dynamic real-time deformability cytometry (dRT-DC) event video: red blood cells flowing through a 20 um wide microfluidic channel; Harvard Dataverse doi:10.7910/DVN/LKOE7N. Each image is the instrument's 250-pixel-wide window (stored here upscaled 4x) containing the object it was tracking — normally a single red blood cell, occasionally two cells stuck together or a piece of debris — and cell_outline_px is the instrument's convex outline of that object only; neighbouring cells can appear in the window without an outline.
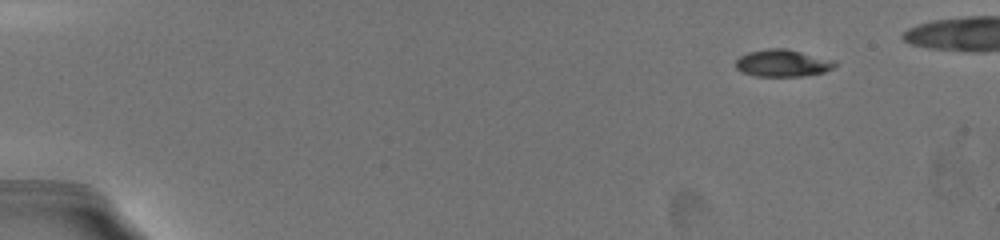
{"species": "common noctule bat (a hibernating species)", "species_latin": "Nyctalus noctula", "temperature_condition": "warm", "stored_images_in_passage": 11, "camera_frame_rate_fps": 3000, "um_per_image_px": 0.085, "animal": {"sex": "female", "body_mass_g": 19.5, "forearm_length_mm": 54.1}, "frame": {"image": 1, "passage_image": 1, "time_ms": 0.0, "image_size_px": [1000, 240], "cell_outline_px": [[836, 64], [832, 68], [824, 72], [804, 76], [756, 76], [744, 72], [736, 68], [736, 60], [740, 56], [748, 52], [768, 48], [788, 48], [836, 60]], "centroid_in_image_um": [66.55, 5.35], "position_along_channel_um": 18.4, "area_um2": 15.78}}